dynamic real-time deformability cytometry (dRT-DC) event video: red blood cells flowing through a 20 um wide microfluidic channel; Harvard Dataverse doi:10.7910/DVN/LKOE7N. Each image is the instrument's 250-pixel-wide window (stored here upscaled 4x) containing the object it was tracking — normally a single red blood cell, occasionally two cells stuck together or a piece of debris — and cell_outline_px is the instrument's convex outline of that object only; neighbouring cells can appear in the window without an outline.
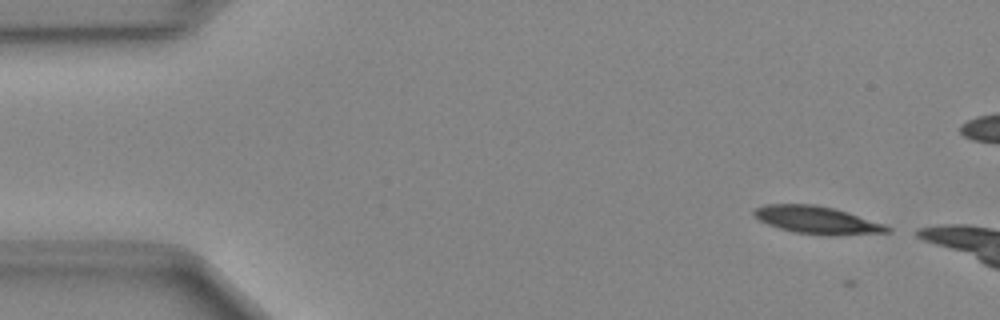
{"species": "Egyptian fruit bat (a non-hibernating species)", "species_latin": "Rousettus aegyptiacus", "temperature_condition": "cold", "stored_images_in_passage": 2, "camera_frame_rate_fps": 3000, "um_per_image_px": 0.085, "animal": {"sex": "female"}, "frame": {"image": 1, "passage_image": 1, "time_ms": 0.0, "image_size_px": [1000, 320], "cell_outline_px": [[892, 232], [836, 236], [820, 236], [796, 232], [780, 228], [768, 224], [752, 216], [752, 212], [756, 208], [764, 204], [812, 204], [832, 208], [848, 212], [884, 224], [892, 228]], "centroid_in_image_um": [69.47, 18.72], "position_along_channel_um": 15.5, "area_um2": 21.62}}